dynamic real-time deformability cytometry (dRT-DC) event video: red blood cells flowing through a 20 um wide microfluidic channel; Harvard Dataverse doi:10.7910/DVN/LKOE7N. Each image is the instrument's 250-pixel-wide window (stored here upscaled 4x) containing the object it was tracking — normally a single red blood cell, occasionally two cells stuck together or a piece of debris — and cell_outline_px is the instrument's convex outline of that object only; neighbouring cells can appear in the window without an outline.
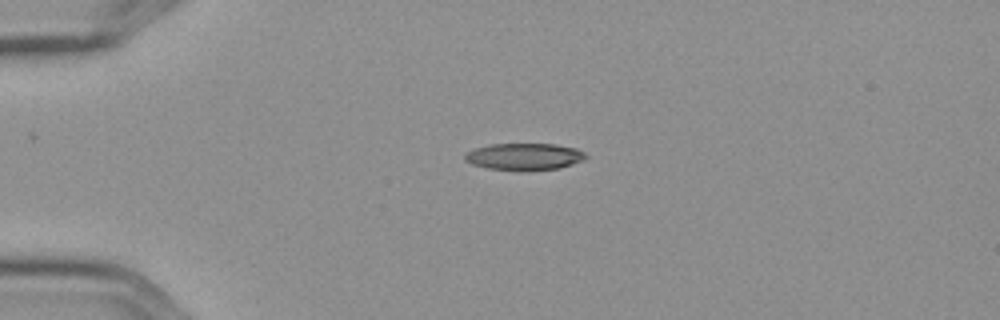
{"species": "Egyptian fruit bat (a non-hibernating species)", "species_latin": "Rousettus aegyptiacus", "temperature_condition": "cold", "stored_images_in_passage": 3, "camera_frame_rate_fps": 3000, "um_per_image_px": 0.085, "frame": {"image": 1, "passage_image": 1, "time_ms": 0.0, "image_size_px": [1000, 320], "cell_outline_px": [[588, 156], [584, 160], [560, 168], [528, 172], [524, 172], [488, 168], [472, 164], [464, 160], [464, 156], [468, 152], [476, 148], [488, 144], [556, 144], [576, 148], [584, 152]], "centroid_in_image_um": [44.59, 13.33], "position_along_channel_um": 40.4, "area_um2": 19.31}}
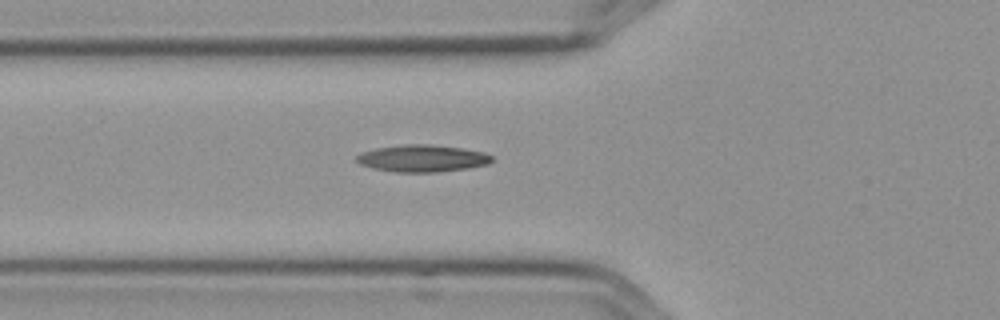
{"frame": {"image": 2, "passage_image": 3, "time_ms": 0.667, "image_size_px": [1000, 320], "cell_outline_px": [[492, 160], [488, 164], [468, 168], [436, 172], [396, 172], [376, 168], [360, 164], [356, 160], [356, 156], [360, 152], [376, 148], [404, 144], [432, 144], [464, 148], [484, 152], [492, 156]], "centroid_in_image_um": [35.91, 13.45], "position_along_channel_um": 89.9, "area_um2": 21.33}}